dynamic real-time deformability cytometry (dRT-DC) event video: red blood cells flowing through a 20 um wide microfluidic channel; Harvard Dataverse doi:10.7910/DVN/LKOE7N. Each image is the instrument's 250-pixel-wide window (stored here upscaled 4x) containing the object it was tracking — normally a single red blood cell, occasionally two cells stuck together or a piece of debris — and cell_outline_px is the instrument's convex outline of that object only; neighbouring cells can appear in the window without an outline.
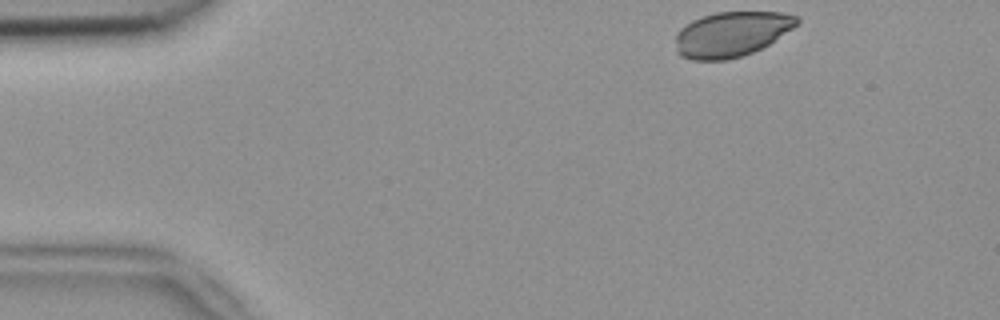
{"species": "common noctule bat (a hibernating species)", "species_latin": "Nyctalus noctula", "temperature_condition": "room temperature", "stored_images_in_passage": 47, "camera_frame_rate_fps": 3000, "um_per_image_px": 0.085, "animal": {"sex": "female", "body_mass_g": 18.4}, "frame": {"image": 1, "passage_image": 1, "time_ms": 0.0, "image_size_px": [1000, 320], "cell_outline_px": [[800, 24], [768, 44], [752, 52], [728, 60], [692, 60], [680, 56], [676, 52], [676, 32], [680, 28], [692, 20], [700, 16], [716, 12], [784, 12], [800, 16]], "centroid_in_image_um": [62.18, 2.89], "position_along_channel_um": 22.8, "area_um2": 32.19}}
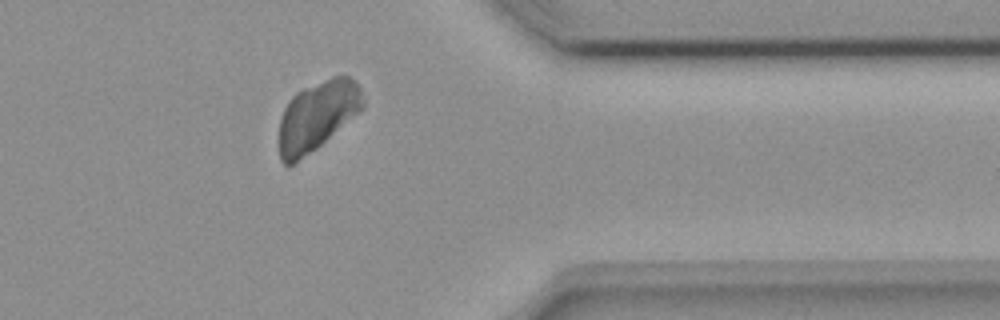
{"frame": {"image": 2, "passage_image": 37, "time_ms": 12.0, "image_size_px": [1000, 320], "cell_outline_px": [[364, 108], [360, 112], [316, 148], [288, 168], [280, 160], [280, 120], [284, 108], [288, 100], [296, 92], [304, 88], [332, 76], [348, 76], [360, 88], [364, 100]], "centroid_in_image_um": [26.96, 9.85], "position_along_channel_um": 384.4, "area_um2": 33.7}}
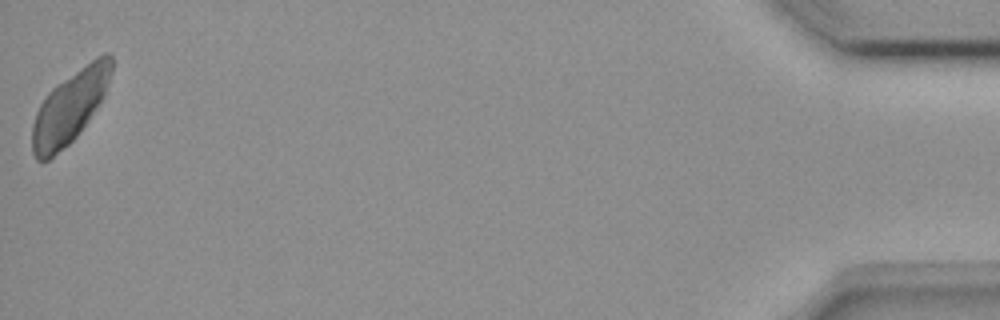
{"frame": {"image": 3, "passage_image": 47, "time_ms": 15.333, "image_size_px": [1000, 320], "cell_outline_px": [[112, 72], [104, 96], [88, 120], [76, 136], [68, 144], [48, 160], [36, 160], [32, 152], [32, 124], [36, 112], [40, 104], [48, 92], [56, 84], [96, 56], [104, 52], [108, 52], [112, 56]], "centroid_in_image_um": [5.93, 9.06], "position_along_channel_um": 429.3, "area_um2": 33.18}}